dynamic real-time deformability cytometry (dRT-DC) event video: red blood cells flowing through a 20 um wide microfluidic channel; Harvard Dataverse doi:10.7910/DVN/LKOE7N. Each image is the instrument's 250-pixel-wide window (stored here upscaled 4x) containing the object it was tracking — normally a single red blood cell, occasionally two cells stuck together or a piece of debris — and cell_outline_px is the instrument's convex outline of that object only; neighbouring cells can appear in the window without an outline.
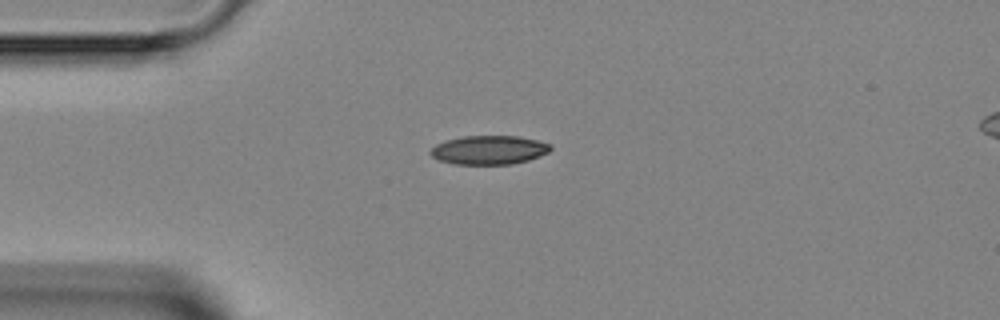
{"species": "Egyptian fruit bat (a non-hibernating species)", "species_latin": "Rousettus aegyptiacus", "temperature_condition": "room temperature", "stored_images_in_passage": 3, "camera_frame_rate_fps": 3000, "um_per_image_px": 0.085, "animal": {"sex": "female"}, "frame": {"image": 1, "passage_image": 1, "time_ms": 0.0, "image_size_px": [1000, 320], "cell_outline_px": [[552, 148], [548, 152], [540, 156], [528, 160], [512, 164], [456, 164], [440, 160], [432, 156], [428, 152], [436, 144], [448, 140], [464, 136], [520, 136], [552, 144]], "centroid_in_image_um": [41.59, 12.74], "position_along_channel_um": 43.4, "area_um2": 20.11}}
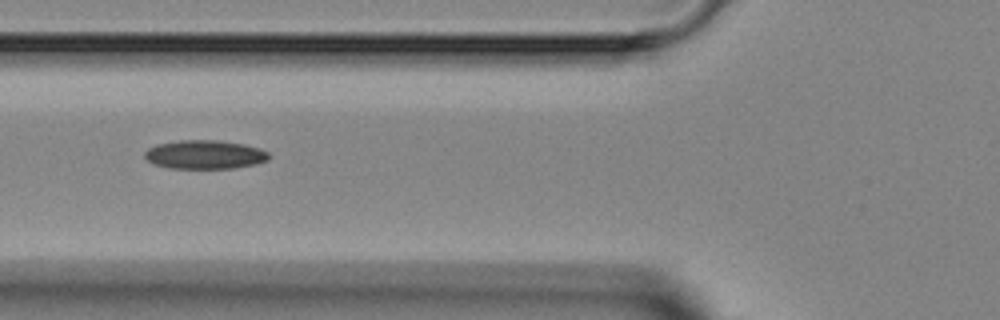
{"frame": {"image": 2, "passage_image": 3, "time_ms": 2.0, "image_size_px": [1000, 320], "cell_outline_px": [[268, 160], [256, 164], [232, 168], [168, 168], [156, 164], [148, 160], [144, 156], [144, 152], [148, 148], [156, 144], [180, 140], [220, 140], [244, 144], [260, 148], [268, 152]], "centroid_in_image_um": [17.41, 13.13], "position_along_channel_um": 108.4, "area_um2": 20.81}}